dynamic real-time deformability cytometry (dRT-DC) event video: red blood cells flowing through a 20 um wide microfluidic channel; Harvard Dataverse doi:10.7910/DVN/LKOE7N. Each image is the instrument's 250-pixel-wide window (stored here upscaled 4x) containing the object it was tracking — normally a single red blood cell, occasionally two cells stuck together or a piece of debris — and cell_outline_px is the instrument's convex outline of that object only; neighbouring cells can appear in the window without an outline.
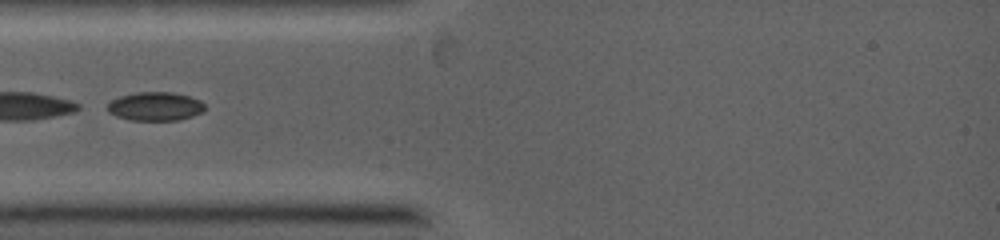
{"species": "common noctule bat (a hibernating species)", "species_latin": "Nyctalus noctula", "temperature_condition": "warm", "stored_images_in_passage": 3, "camera_frame_rate_fps": 5000, "um_per_image_px": 0.085, "animal": {"sex": "female", "body_mass_g": 19.0, "forearm_length_mm": 53.3}, "frame": {"image": 1, "passage_image": 1, "time_ms": 0.0, "image_size_px": [1000, 240], "cell_outline_px": [[204, 112], [180, 120], [128, 120], [116, 116], [108, 112], [108, 104], [112, 100], [120, 96], [136, 92], [172, 92], [188, 96], [200, 100], [204, 104]], "centroid_in_image_um": [13.2, 9.04], "position_along_channel_um": 71.8, "area_um2": 16.3}}